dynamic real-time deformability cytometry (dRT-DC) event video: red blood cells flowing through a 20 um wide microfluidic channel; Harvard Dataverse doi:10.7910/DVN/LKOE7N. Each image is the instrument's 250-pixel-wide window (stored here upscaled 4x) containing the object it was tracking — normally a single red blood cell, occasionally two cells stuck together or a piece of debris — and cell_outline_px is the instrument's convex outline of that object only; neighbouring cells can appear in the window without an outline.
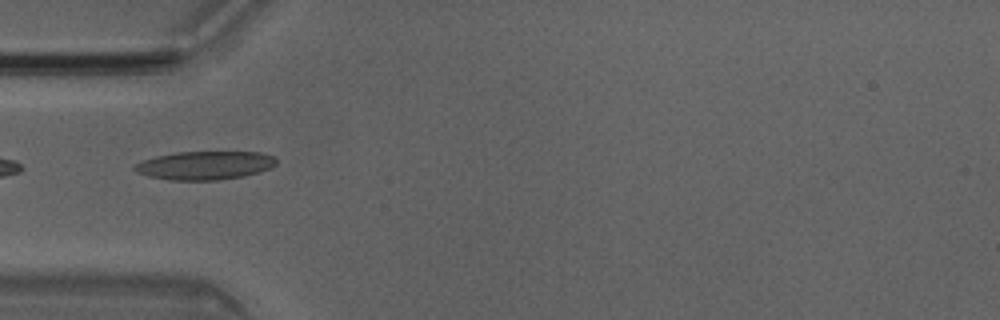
{"species": "Egyptian fruit bat (a non-hibernating species)", "species_latin": "Rousettus aegyptiacus", "temperature_condition": "room temperature", "stored_images_in_passage": 5, "camera_frame_rate_fps": 3000, "um_per_image_px": 0.085, "animal": {"sex": "male"}, "frame": {"image": 1, "passage_image": 4, "time_ms": 1.0, "image_size_px": [1000, 320], "cell_outline_px": [[276, 164], [260, 172], [244, 176], [216, 180], [168, 180], [148, 176], [136, 172], [132, 168], [136, 164], [144, 160], [156, 156], [176, 152], [260, 152], [272, 156], [276, 160]], "centroid_in_image_um": [17.39, 14.06], "position_along_channel_um": 67.6, "area_um2": 23.41}}